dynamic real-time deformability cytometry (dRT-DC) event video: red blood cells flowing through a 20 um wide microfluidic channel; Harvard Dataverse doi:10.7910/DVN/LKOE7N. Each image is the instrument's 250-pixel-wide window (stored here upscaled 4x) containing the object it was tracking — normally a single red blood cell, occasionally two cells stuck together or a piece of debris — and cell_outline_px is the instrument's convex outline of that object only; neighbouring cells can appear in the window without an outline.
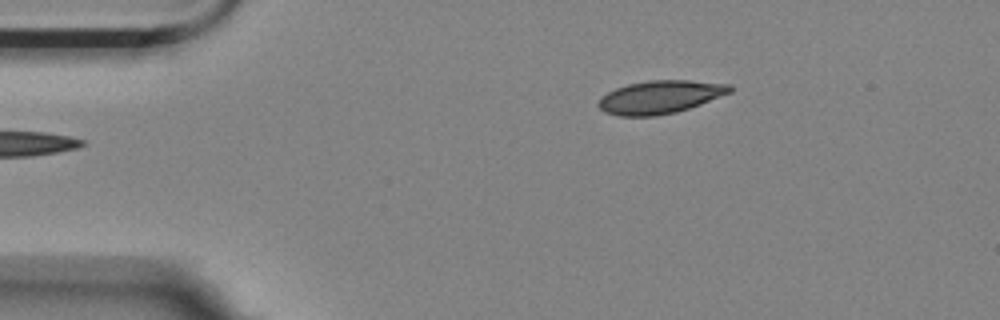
{"species": "Egyptian fruit bat (a non-hibernating species)", "species_latin": "Rousettus aegyptiacus", "temperature_condition": "room temperature", "stored_images_in_passage": 2, "camera_frame_rate_fps": 3000, "um_per_image_px": 0.085, "animal": {"sex": "female"}, "frame": {"image": 1, "passage_image": 2, "time_ms": 0.333, "image_size_px": [1000, 320], "cell_outline_px": [[732, 92], [700, 104], [676, 112], [656, 116], [620, 116], [604, 112], [596, 104], [600, 96], [616, 88], [628, 84], [648, 80], [688, 80], [732, 84]], "centroid_in_image_um": [56.09, 8.24], "position_along_channel_um": 28.9, "area_um2": 25.43}}